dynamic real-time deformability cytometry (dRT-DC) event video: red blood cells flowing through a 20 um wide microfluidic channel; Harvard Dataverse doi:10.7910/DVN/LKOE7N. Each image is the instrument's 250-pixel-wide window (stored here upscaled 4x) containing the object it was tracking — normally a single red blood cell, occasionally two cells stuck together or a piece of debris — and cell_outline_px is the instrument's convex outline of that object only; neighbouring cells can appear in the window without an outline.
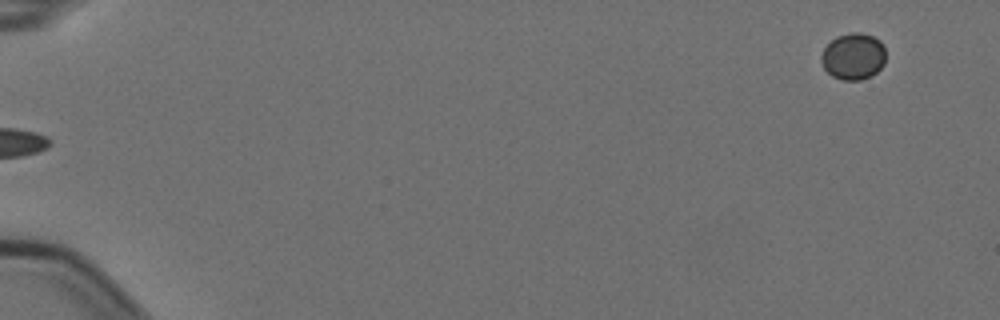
{"species": "Egyptian fruit bat (a non-hibernating species)", "species_latin": "Rousettus aegyptiacus", "temperature_condition": "cold", "stored_images_in_passage": 5, "segment_of_instrument_passage": [2, 2], "camera_frame_rate_fps": 3000, "um_per_image_px": 0.085, "animal": {"sex": "female"}, "frame": {"image": 1, "passage_image": 5, "time_ms": 1.333, "image_size_px": [1000, 320], "cell_outline_px": [[884, 64], [872, 76], [860, 80], [840, 80], [832, 76], [824, 68], [820, 60], [820, 56], [824, 48], [836, 36], [852, 32], [860, 32], [872, 36], [880, 40], [884, 44]], "centroid_in_image_um": [72.52, 4.79], "position_along_channel_um": 12.5, "area_um2": 17.63}}